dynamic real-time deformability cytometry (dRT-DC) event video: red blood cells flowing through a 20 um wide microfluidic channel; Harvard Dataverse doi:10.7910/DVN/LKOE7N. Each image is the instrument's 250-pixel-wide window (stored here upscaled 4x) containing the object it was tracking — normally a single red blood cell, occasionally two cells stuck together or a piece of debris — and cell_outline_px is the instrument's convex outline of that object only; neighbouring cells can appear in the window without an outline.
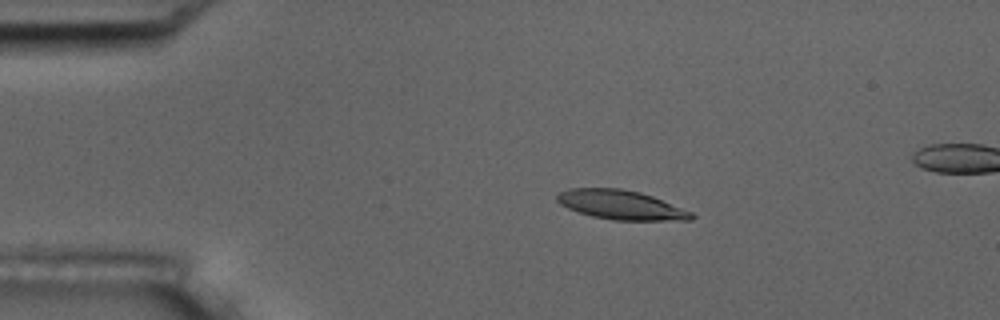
{"species": "common noctule bat (a hibernating species)", "species_latin": "Nyctalus noctula", "temperature_condition": "room temperature", "stored_images_in_passage": 6, "segment_of_instrument_passage": [1, 2], "camera_frame_rate_fps": 3000, "um_per_image_px": 0.085, "animal": {"sex": "male", "body_mass_g": 17.5, "forearm_length_mm": 52.3}, "frame": {"image": 1, "passage_image": 4, "time_ms": 3.333, "image_size_px": [1000, 320], "cell_outline_px": [[696, 216], [692, 220], [616, 220], [592, 216], [568, 208], [560, 204], [556, 200], [556, 196], [560, 192], [568, 188], [620, 188], [640, 192], [652, 196], [692, 212]], "centroid_in_image_um": [52.78, 17.41], "position_along_channel_um": 32.2, "area_um2": 22.77}}